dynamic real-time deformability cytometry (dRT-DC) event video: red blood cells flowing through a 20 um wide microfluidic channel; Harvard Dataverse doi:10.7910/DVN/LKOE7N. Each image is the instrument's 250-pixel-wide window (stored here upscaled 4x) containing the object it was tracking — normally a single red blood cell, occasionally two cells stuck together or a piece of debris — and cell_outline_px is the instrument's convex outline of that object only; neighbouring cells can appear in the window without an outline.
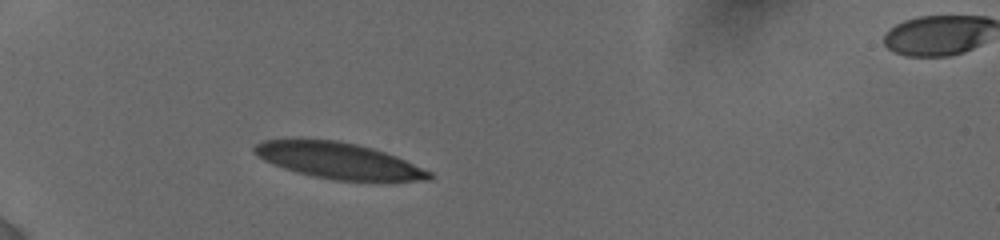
{"species": "human", "species_latin": "Homo sapiens", "temperature_condition": "cold", "stored_images_in_passage": 6, "camera_frame_rate_fps": 3000, "um_per_image_px": 0.085, "donor": {"sex": "female"}, "frame": {"image": 1, "passage_image": 2, "time_ms": 1.333, "image_size_px": [1000, 240], "cell_outline_px": [[432, 180], [336, 180], [312, 176], [296, 172], [284, 168], [264, 160], [252, 148], [256, 144], [264, 140], [340, 140], [372, 148], [396, 156], [432, 172]], "centroid_in_image_um": [28.8, 13.65], "position_along_channel_um": 56.2, "area_um2": 36.01}}
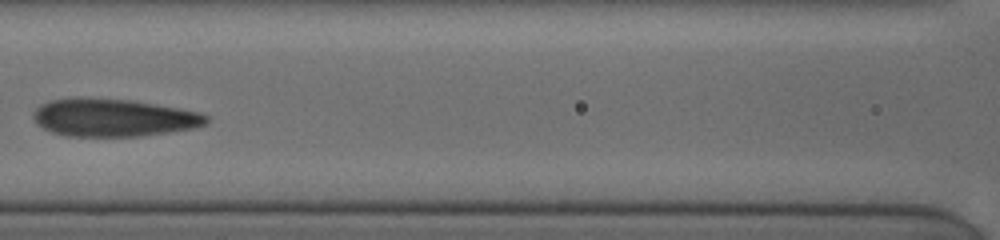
{"frame": {"image": 2, "passage_image": 5, "time_ms": 4.667, "image_size_px": [1000, 240], "cell_outline_px": [[208, 124], [196, 128], [140, 136], [64, 136], [52, 132], [36, 124], [32, 116], [36, 108], [40, 104], [48, 100], [68, 96], [80, 96], [132, 100], [200, 112], [208, 116]], "centroid_in_image_um": [9.59, 9.98], "position_along_channel_um": 157.0, "area_um2": 38.73}}
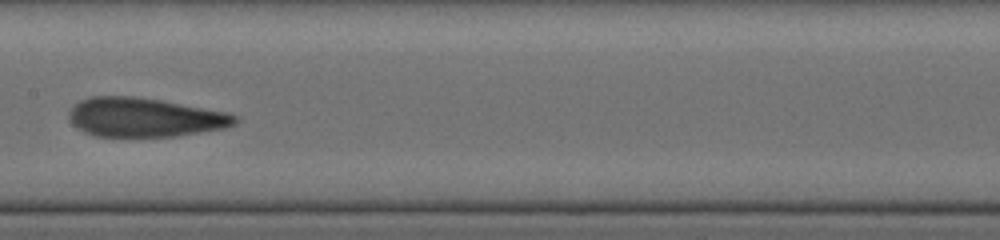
{"frame": {"image": 3, "passage_image": 6, "time_ms": 5.667, "image_size_px": [1000, 240], "cell_outline_px": [[240, 120], [236, 124], [224, 128], [176, 136], [96, 136], [84, 132], [76, 128], [68, 120], [68, 112], [80, 100], [92, 96], [136, 96], [160, 100], [228, 112], [236, 116]], "centroid_in_image_um": [12.28, 9.97], "position_along_channel_um": 195.1, "area_um2": 37.86}}